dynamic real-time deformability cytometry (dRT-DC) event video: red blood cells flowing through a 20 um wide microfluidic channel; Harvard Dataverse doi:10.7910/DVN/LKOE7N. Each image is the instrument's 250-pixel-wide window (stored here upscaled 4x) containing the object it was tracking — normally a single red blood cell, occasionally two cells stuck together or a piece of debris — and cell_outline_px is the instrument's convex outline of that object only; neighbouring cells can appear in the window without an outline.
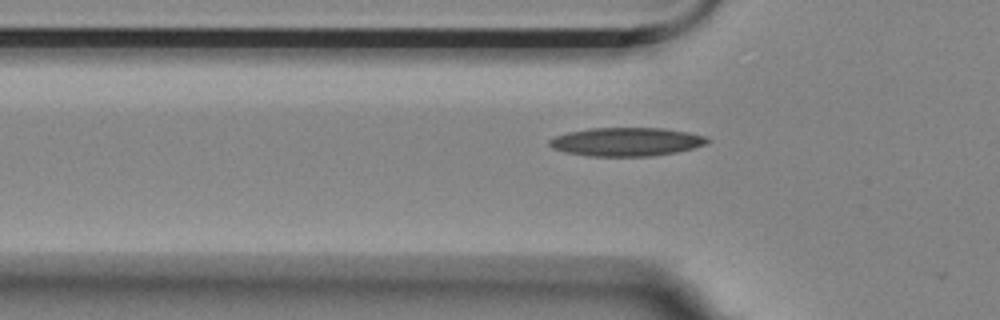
{"species": "Egyptian fruit bat (a non-hibernating species)", "species_latin": "Rousettus aegyptiacus", "temperature_condition": "room temperature", "stored_images_in_passage": 4, "camera_frame_rate_fps": 3000, "um_per_image_px": 0.085, "animal": {"sex": "female"}, "frame": {"image": 1, "passage_image": 4, "time_ms": 1.0, "image_size_px": [1000, 320], "cell_outline_px": [[712, 140], [704, 144], [692, 148], [676, 152], [652, 156], [588, 156], [564, 152], [552, 148], [548, 144], [548, 140], [556, 136], [568, 132], [588, 128], [664, 128], [688, 132], [708, 136]], "centroid_in_image_um": [53.24, 12.05], "position_along_channel_um": 72.6, "area_um2": 26.41}}